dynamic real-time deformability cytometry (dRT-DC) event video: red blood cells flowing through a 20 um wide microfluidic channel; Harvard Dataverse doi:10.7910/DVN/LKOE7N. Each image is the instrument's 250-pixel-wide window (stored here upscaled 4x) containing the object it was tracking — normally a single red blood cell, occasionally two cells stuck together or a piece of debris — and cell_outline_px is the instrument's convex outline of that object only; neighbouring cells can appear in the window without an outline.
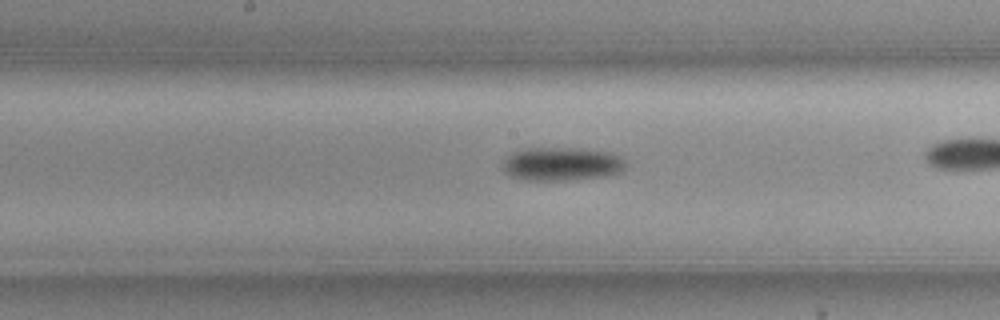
{"species": "common noctule bat (a hibernating species)", "species_latin": "Nyctalus noctula", "temperature_condition": "cold", "stored_images_in_passage": 27, "camera_frame_rate_fps": 3000, "um_per_image_px": 0.085, "animal": {"sex": "female", "body_mass_g": 19.3, "forearm_length_mm": 54.1}, "frame": {"image": 1, "passage_image": 12, "time_ms": 3.667, "image_size_px": [1000, 320], "cell_outline_px": [[624, 172], [604, 176], [568, 180], [528, 180], [512, 176], [504, 172], [504, 160], [512, 152], [528, 148], [576, 148], [608, 152], [624, 160]], "centroid_in_image_um": [47.74, 13.94], "position_along_channel_um": 200.5, "area_um2": 23.7}}